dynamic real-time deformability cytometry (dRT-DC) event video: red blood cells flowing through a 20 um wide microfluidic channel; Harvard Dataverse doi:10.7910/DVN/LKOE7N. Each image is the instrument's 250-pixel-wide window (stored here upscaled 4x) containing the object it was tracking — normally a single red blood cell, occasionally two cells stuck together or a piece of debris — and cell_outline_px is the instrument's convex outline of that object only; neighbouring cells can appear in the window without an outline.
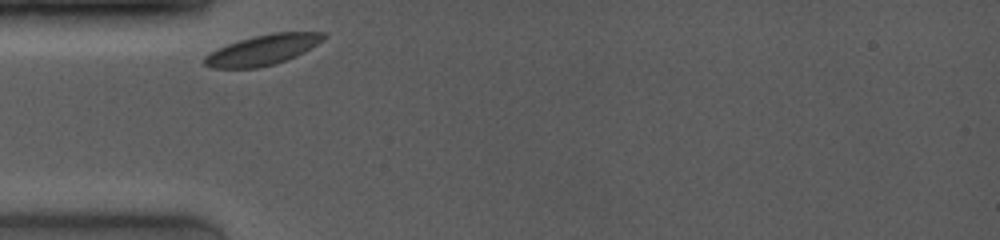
{"species": "common noctule bat (a hibernating species)", "species_latin": "Nyctalus noctula", "temperature_condition": "room temperature", "stored_images_in_passage": 3, "camera_frame_rate_fps": 4000, "um_per_image_px": 0.085, "animal": {"sex": "female", "body_mass_g": 19.0, "forearm_length_mm": 53.3}, "frame": {"image": 1, "passage_image": 1, "time_ms": 0.0, "image_size_px": [1000, 240], "cell_outline_px": [[328, 36], [324, 40], [304, 52], [284, 60], [272, 64], [256, 68], [212, 68], [204, 64], [204, 56], [208, 52], [228, 44], [252, 36], [272, 32], [328, 32]], "centroid_in_image_um": [22.34, 4.22], "position_along_channel_um": 62.7, "area_um2": 20.98}}